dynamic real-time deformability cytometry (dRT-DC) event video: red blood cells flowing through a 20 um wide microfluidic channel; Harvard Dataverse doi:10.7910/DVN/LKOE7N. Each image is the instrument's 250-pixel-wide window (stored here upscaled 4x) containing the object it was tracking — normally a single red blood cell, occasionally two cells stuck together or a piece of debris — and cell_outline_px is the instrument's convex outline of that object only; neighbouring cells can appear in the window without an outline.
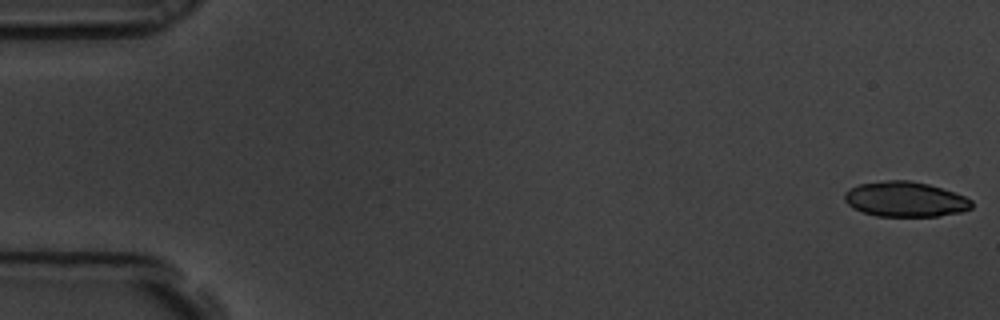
{"species": "common noctule bat (a hibernating species)", "species_latin": "Nyctalus noctula", "temperature_condition": "room temperature", "stored_images_in_passage": 7, "camera_frame_rate_fps": 3000, "um_per_image_px": 0.085, "animal": {"sex": "male", "body_mass_g": 19.5, "forearm_length_mm": 54.6}, "frame": {"image": 1, "passage_image": 1, "time_ms": 0.0, "image_size_px": [1000, 320], "cell_outline_px": [[972, 208], [960, 212], [936, 216], [876, 216], [852, 208], [844, 200], [844, 192], [848, 188], [860, 184], [888, 180], [908, 180], [928, 184], [964, 196], [972, 200]], "centroid_in_image_um": [76.91, 16.94], "position_along_channel_um": 8.1, "area_um2": 25.89}}